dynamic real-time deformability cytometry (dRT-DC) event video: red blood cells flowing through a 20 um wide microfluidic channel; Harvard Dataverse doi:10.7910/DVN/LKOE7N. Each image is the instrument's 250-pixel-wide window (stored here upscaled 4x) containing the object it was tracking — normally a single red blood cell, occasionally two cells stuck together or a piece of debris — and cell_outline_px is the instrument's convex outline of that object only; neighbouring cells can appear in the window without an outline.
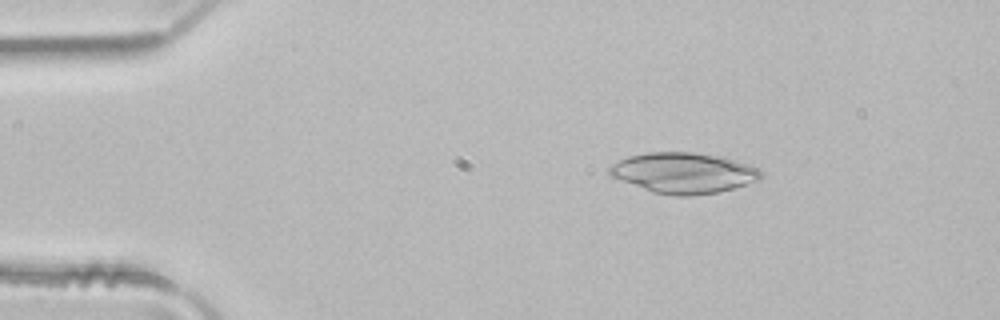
{"species": "common noctule bat (a hibernating species)", "species_latin": "Nyctalus noctula", "temperature_condition": "room temperature", "stored_images_in_passage": 6, "camera_frame_rate_fps": 3000, "um_per_image_px": 0.085, "animal": {"sex": "male", "body_mass_g": 21.5, "forearm_length_mm": 52.0}, "frame": {"image": 1, "passage_image": 2, "time_ms": 0.333, "image_size_px": [1000, 320], "cell_outline_px": [[764, 176], [760, 180], [736, 188], [720, 192], [692, 196], [676, 196], [652, 192], [612, 176], [608, 172], [608, 168], [612, 164], [628, 156], [648, 152], [692, 152], [724, 156], [748, 164], [756, 168]], "centroid_in_image_um": [58.15, 14.7], "position_along_channel_um": 26.8, "area_um2": 36.01}}
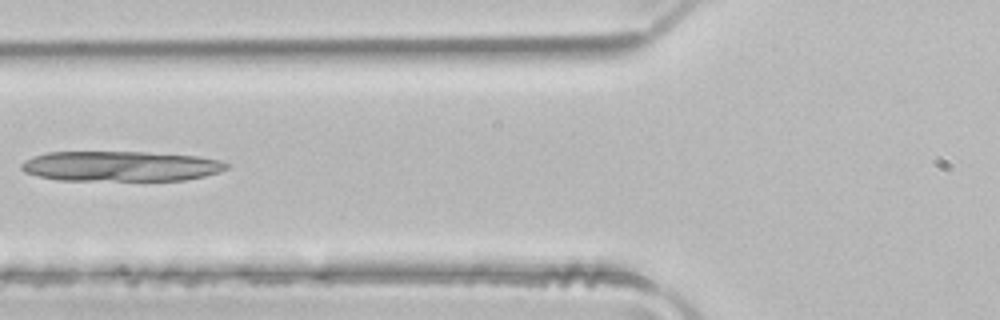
{"frame": {"image": 2, "passage_image": 5, "time_ms": 1.333, "image_size_px": [1000, 320], "cell_outline_px": [[228, 168], [220, 172], [204, 176], [184, 180], [60, 180], [40, 176], [24, 172], [20, 168], [20, 164], [24, 160], [48, 152], [148, 152], [196, 156], [220, 160], [228, 164]], "centroid_in_image_um": [10.26, 14.12], "position_along_channel_um": 115.5, "area_um2": 35.95}}
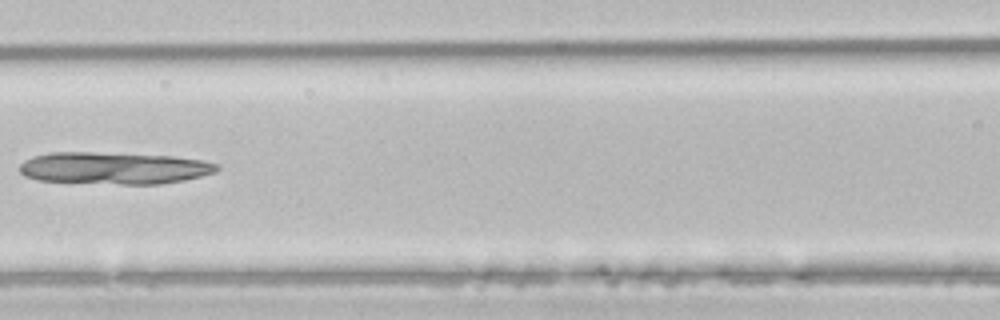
{"frame": {"image": 3, "passage_image": 6, "time_ms": 1.667, "image_size_px": [1000, 320], "cell_outline_px": [[220, 168], [216, 172], [184, 180], [160, 184], [120, 184], [40, 180], [24, 176], [20, 172], [20, 164], [24, 160], [32, 156], [52, 152], [92, 152], [172, 156], [204, 160], [220, 164]], "centroid_in_image_um": [9.72, 14.28], "position_along_channel_um": 156.9, "area_um2": 36.88}}